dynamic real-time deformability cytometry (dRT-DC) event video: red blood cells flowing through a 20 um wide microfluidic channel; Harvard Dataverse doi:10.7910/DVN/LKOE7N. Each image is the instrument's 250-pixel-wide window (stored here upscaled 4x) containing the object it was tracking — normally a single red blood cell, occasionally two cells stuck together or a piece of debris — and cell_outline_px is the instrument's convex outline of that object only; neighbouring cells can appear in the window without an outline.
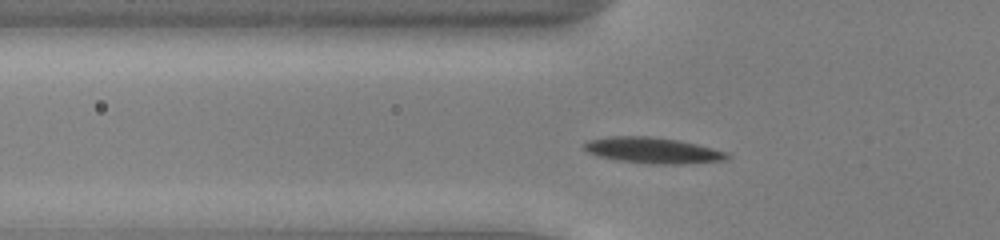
{"species": "common noctule bat (a hibernating species)", "species_latin": "Nyctalus noctula", "temperature_condition": "cold", "stored_images_in_passage": 43, "camera_frame_rate_fps": 3000, "um_per_image_px": 0.085, "animal": {"sex": "male", "body_mass_g": 13.0, "forearm_length_mm": 53.1}, "frame": {"image": 1, "passage_image": 8, "time_ms": 2.333, "image_size_px": [1000, 240], "cell_outline_px": [[732, 156], [728, 160], [684, 164], [652, 164], [616, 160], [596, 156], [588, 152], [584, 148], [584, 144], [588, 140], [612, 136], [648, 136], [680, 140], [728, 152]], "centroid_in_image_um": [55.53, 12.79], "position_along_channel_um": 70.3, "area_um2": 21.79}}
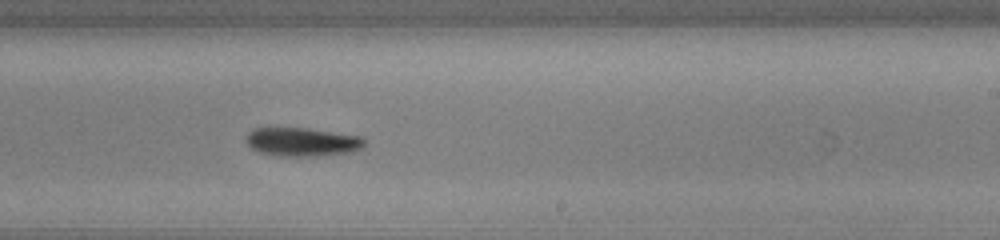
{"frame": {"image": 2, "passage_image": 23, "time_ms": 7.333, "image_size_px": [1000, 240], "cell_outline_px": [[364, 144], [360, 148], [352, 152], [320, 156], [280, 156], [260, 152], [252, 148], [248, 144], [248, 132], [252, 128], [308, 128], [364, 136]], "centroid_in_image_um": [25.73, 12.06], "position_along_channel_um": 263.3, "area_um2": 19.77}}
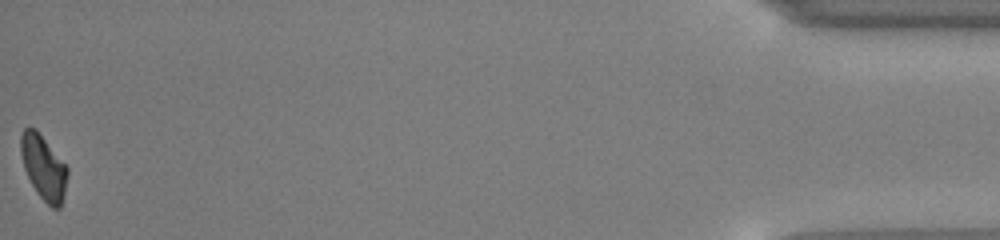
{"frame": {"image": 3, "passage_image": 43, "time_ms": 14.0, "image_size_px": [1000, 240], "cell_outline_px": [[68, 172], [64, 196], [60, 208], [52, 208], [36, 192], [24, 168], [20, 152], [20, 136], [24, 128], [36, 128], [68, 168]], "centroid_in_image_um": [3.7, 14.22], "position_along_channel_um": 431.5, "area_um2": 17.4}, "authors_computed_cell_mechanics": {"area_um2": 19.5364, "velocity_mm_per_s": 3.893, "shape_relaxation_time_tau1_ms": 3.3712, "shape_relaxation_time_tau2_ms": null, "deformation_change_tau1": 0.1194, "deformation_change_tau2": null}}